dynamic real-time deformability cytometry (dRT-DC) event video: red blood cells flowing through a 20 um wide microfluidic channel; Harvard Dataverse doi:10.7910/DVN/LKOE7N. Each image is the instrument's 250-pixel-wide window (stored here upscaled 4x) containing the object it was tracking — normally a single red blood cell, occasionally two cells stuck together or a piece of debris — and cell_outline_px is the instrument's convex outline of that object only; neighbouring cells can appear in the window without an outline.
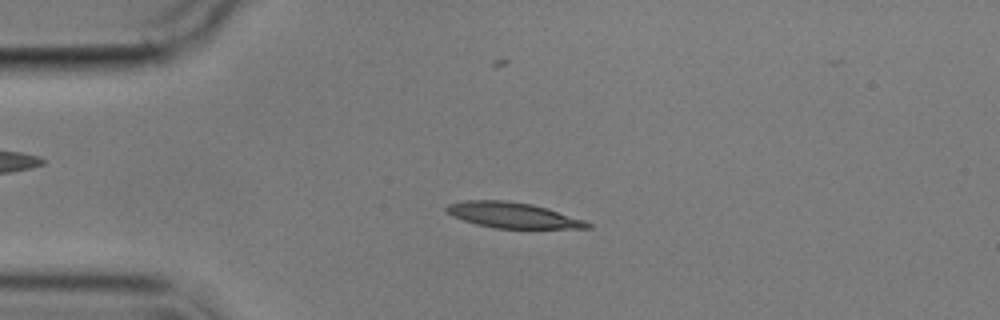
{"species": "common noctule bat (a hibernating species)", "species_latin": "Nyctalus noctula", "temperature_condition": "cold", "stored_images_in_passage": 5, "camera_frame_rate_fps": 3000, "um_per_image_px": 0.085, "animal": {"sex": "male", "body_mass_g": 17.9}, "frame": {"image": 1, "passage_image": 3, "time_ms": 2.333, "image_size_px": [1000, 320], "cell_outline_px": [[592, 228], [492, 228], [476, 224], [452, 216], [444, 208], [448, 204], [464, 200], [504, 200], [532, 204], [548, 208], [584, 220], [592, 224]], "centroid_in_image_um": [43.57, 18.29], "position_along_channel_um": 41.4, "area_um2": 20.98}}
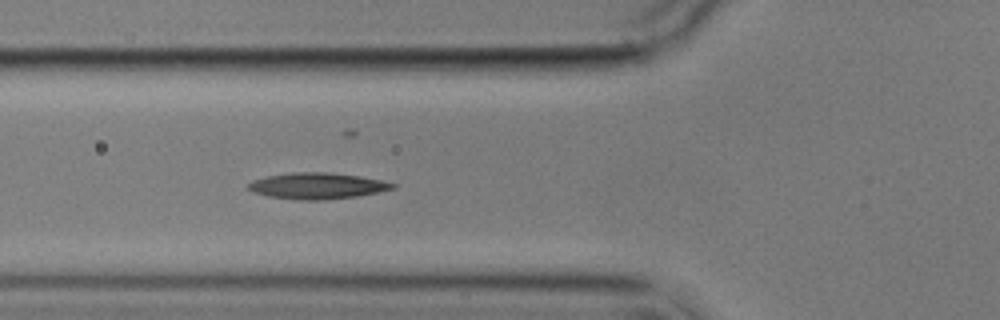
{"frame": {"image": 2, "passage_image": 5, "time_ms": 4.667, "image_size_px": [1000, 320], "cell_outline_px": [[396, 188], [356, 196], [320, 200], [300, 200], [268, 196], [252, 192], [248, 188], [248, 184], [252, 180], [268, 176], [292, 172], [328, 172], [360, 176], [380, 180], [396, 184]], "centroid_in_image_um": [26.94, 15.79], "position_along_channel_um": 98.9, "area_um2": 21.85}}